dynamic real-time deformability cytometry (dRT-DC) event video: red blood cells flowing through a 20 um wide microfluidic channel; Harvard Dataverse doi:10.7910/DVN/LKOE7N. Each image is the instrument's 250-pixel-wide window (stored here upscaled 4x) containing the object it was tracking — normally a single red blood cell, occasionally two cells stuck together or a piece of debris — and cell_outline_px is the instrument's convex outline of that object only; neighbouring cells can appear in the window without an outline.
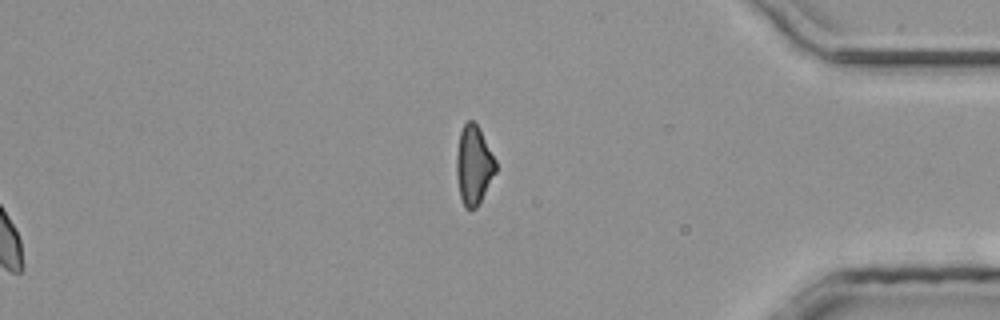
{"species": "common noctule bat (a hibernating species)", "species_latin": "Nyctalus noctula", "temperature_condition": "room temperature", "stored_images_in_passage": 38, "segment_of_instrument_passage": [2, 2], "camera_frame_rate_fps": 3000, "um_per_image_px": 0.085, "animal": {"sex": "male", "body_mass_g": 20.4}, "frame": {"image": 1, "passage_image": 38, "time_ms": 12.333, "image_size_px": [1000, 320], "cell_outline_px": [[496, 172], [476, 208], [468, 212], [464, 208], [460, 196], [456, 176], [456, 152], [460, 132], [464, 124], [468, 120], [472, 120], [476, 124], [496, 160]], "centroid_in_image_um": [40.24, 14.08], "position_along_channel_um": 395.0, "area_um2": 18.03}}